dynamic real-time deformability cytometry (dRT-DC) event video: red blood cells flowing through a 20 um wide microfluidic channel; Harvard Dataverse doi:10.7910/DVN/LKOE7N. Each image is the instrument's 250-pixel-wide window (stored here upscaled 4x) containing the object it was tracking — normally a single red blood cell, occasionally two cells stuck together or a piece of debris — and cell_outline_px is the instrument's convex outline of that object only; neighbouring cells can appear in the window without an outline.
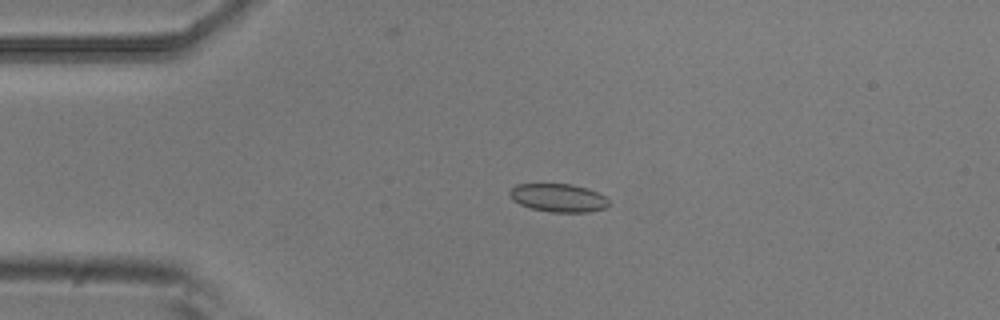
{"species": "common noctule bat (a hibernating species)", "species_latin": "Nyctalus noctula", "temperature_condition": "room temperature", "stored_images_in_passage": 5, "camera_frame_rate_fps": 3000, "um_per_image_px": 0.085, "animal": {"sex": "male", "body_mass_g": 20.5, "forearm_length_mm": 52.5}, "frame": {"image": 1, "passage_image": 3, "time_ms": 0.667, "image_size_px": [1000, 320], "cell_outline_px": [[608, 204], [604, 208], [588, 212], [552, 212], [532, 208], [520, 204], [512, 200], [508, 192], [516, 184], [572, 184], [588, 188], [604, 196], [608, 200]], "centroid_in_image_um": [47.43, 16.81], "position_along_channel_um": 37.6, "area_um2": 16.18}}
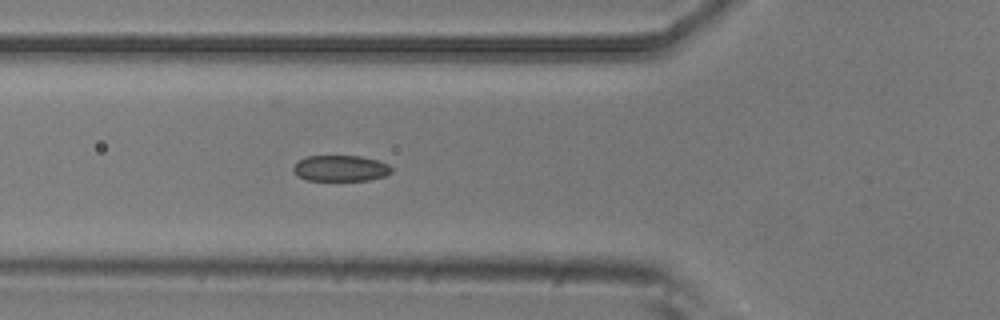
{"frame": {"image": 2, "passage_image": 5, "time_ms": 1.333, "image_size_px": [1000, 320], "cell_outline_px": [[392, 172], [384, 176], [368, 180], [308, 180], [300, 176], [292, 168], [300, 160], [308, 156], [360, 156], [376, 160], [388, 164], [392, 168]], "centroid_in_image_um": [28.99, 14.3], "position_along_channel_um": 96.8, "area_um2": 14.57}}